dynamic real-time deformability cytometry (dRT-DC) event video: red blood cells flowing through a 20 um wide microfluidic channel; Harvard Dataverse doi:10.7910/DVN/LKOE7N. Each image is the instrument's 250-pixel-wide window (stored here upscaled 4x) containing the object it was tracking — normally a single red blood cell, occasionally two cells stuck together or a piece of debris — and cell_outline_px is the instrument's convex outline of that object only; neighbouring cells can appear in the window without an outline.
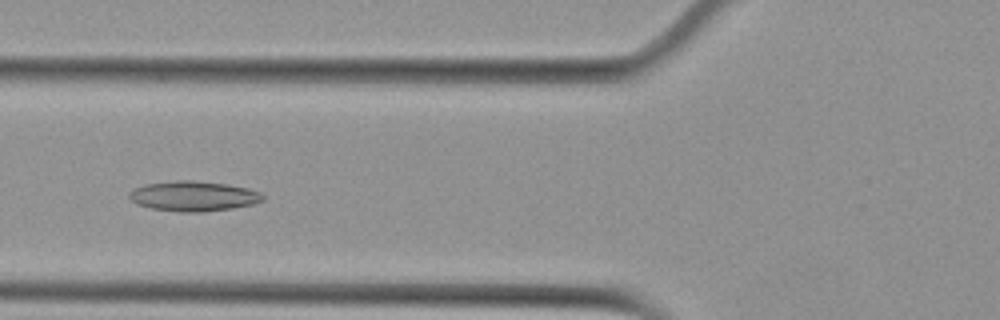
{"species": "Egyptian fruit bat (a non-hibernating species)", "species_latin": "Rousettus aegyptiacus", "temperature_condition": "cold", "stored_images_in_passage": 38, "camera_frame_rate_fps": 3000, "um_per_image_px": 0.085, "animal": {"sex": "female"}, "frame": {"image": 1, "passage_image": 4, "time_ms": 1.0, "image_size_px": [1000, 320], "cell_outline_px": [[264, 200], [252, 204], [232, 208], [204, 212], [180, 212], [152, 208], [136, 204], [128, 196], [128, 192], [144, 184], [176, 180], [192, 180], [228, 184], [248, 188], [260, 192], [264, 196]], "centroid_in_image_um": [16.44, 16.66], "position_along_channel_um": 109.4, "area_um2": 23.47}}
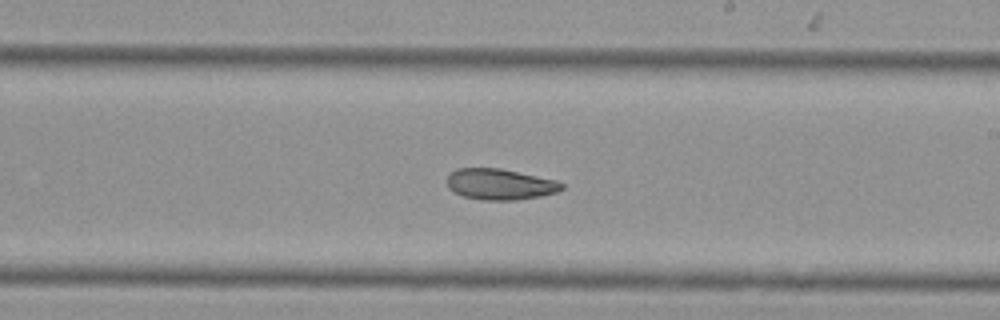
{"frame": {"image": 2, "passage_image": 15, "time_ms": 4.667, "image_size_px": [1000, 320], "cell_outline_px": [[564, 188], [556, 192], [540, 196], [516, 200], [484, 200], [464, 196], [448, 188], [448, 172], [456, 168], [500, 168], [556, 180], [564, 184]], "centroid_in_image_um": [42.49, 15.65], "position_along_channel_um": 246.5, "area_um2": 20.63}}
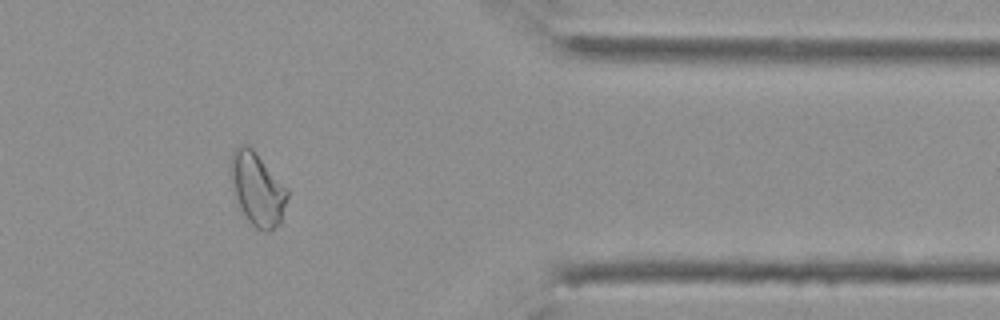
{"frame": {"image": 3, "passage_image": 28, "time_ms": 9.0, "image_size_px": [1000, 320], "cell_outline_px": [[288, 196], [280, 224], [272, 232], [264, 232], [256, 228], [236, 208], [228, 172], [228, 168], [232, 152], [236, 148], [244, 144], [248, 144], [256, 152], [288, 188]], "centroid_in_image_um": [21.83, 16.09], "position_along_channel_um": 389.6, "area_um2": 25.09}, "authors_computed_cell_mechanics": {"area_um2": 22.1085, "velocity_mm_per_s": 3.751, "shape_relaxation_time_tau1_ms": null, "shape_relaxation_time_tau2_ms": 4.28, "deformation_change_tau1": null, "deformation_change_tau2": 0.1069}}